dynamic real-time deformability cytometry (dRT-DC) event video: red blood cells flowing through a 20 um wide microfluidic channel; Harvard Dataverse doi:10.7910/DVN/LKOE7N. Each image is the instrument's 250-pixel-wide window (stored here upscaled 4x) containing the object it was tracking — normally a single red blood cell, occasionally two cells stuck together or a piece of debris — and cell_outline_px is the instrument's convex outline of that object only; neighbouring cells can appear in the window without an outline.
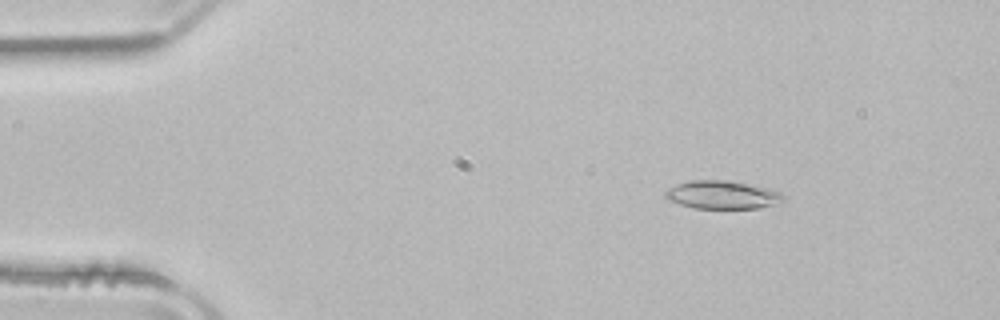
{"species": "common noctule bat (a hibernating species)", "species_latin": "Nyctalus noctula", "temperature_condition": "room temperature", "stored_images_in_passage": 52, "camera_frame_rate_fps": 3000, "um_per_image_px": 0.085, "animal": {"sex": "male", "body_mass_g": 21.5, "forearm_length_mm": 52.0}, "frame": {"image": 1, "passage_image": 8, "time_ms": 2.333, "image_size_px": [1000, 320], "cell_outline_px": [[784, 200], [760, 208], [692, 208], [668, 200], [664, 196], [664, 192], [668, 188], [676, 184], [688, 180], [720, 180], [768, 188], [780, 192], [784, 196]], "centroid_in_image_um": [61.32, 16.56], "position_along_channel_um": 23.7, "area_um2": 19.13}}
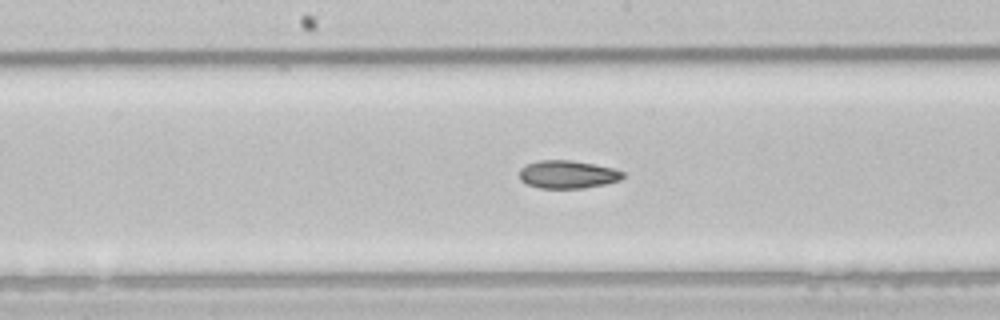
{"frame": {"image": 2, "passage_image": 27, "time_ms": 8.667, "image_size_px": [1000, 320], "cell_outline_px": [[624, 176], [620, 180], [604, 184], [584, 188], [540, 188], [528, 184], [520, 180], [520, 168], [528, 164], [540, 160], [572, 160], [612, 168], [624, 172]], "centroid_in_image_um": [48.24, 14.83], "position_along_channel_um": 200.0, "area_um2": 16.7}}
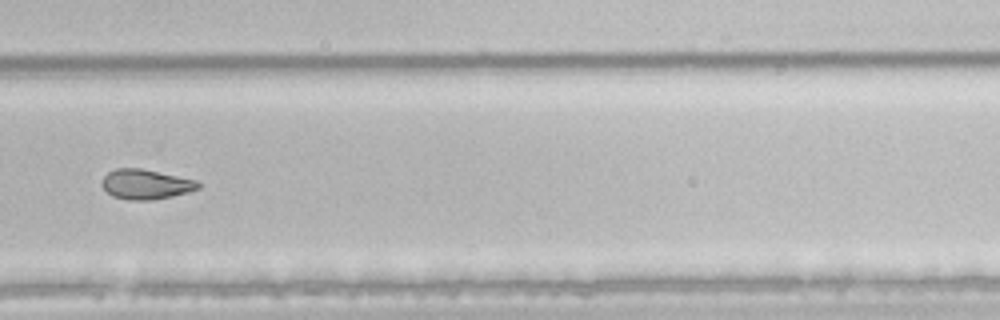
{"frame": {"image": 3, "passage_image": 36, "time_ms": 11.667, "image_size_px": [1000, 320], "cell_outline_px": [[200, 188], [188, 192], [172, 196], [152, 200], [128, 200], [112, 196], [100, 184], [104, 176], [108, 172], [116, 168], [140, 168], [196, 180], [200, 184]], "centroid_in_image_um": [12.37, 15.67], "position_along_channel_um": 317.4, "area_um2": 16.7}, "authors_computed_cell_mechanics": {"area_um2": 18.4382, "velocity_mm_per_s": 3.9345, "shape_relaxation_time_tau1_ms": 5.334, "shape_relaxation_time_tau2_ms": 5.9885, "deformation_change_tau1": 0.1299, "deformation_change_tau2": 0.1306}}